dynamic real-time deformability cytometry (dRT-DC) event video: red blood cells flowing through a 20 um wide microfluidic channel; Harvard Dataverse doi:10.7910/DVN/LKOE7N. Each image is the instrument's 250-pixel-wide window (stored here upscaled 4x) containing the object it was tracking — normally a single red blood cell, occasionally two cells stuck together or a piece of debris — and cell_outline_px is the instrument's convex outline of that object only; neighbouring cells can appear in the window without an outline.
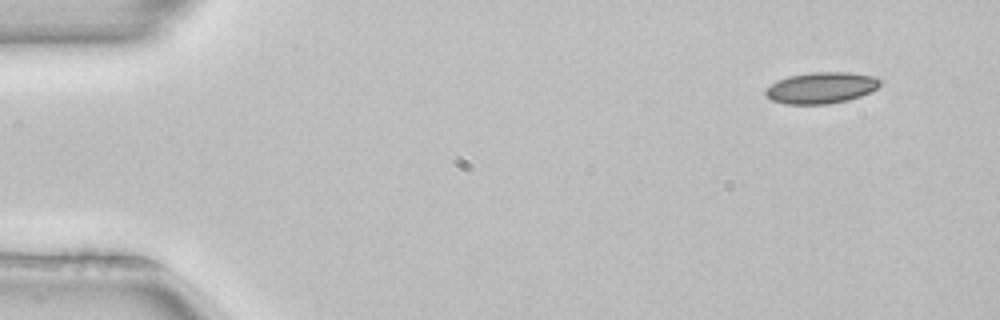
{"species": "common noctule bat (a hibernating species)", "species_latin": "Nyctalus noctula", "temperature_condition": "room temperature", "stored_images_in_passage": 4, "camera_frame_rate_fps": 3000, "um_per_image_px": 0.085, "animal": {"sex": "female", "body_mass_g": 22.7, "forearm_length_mm": 54.2}, "frame": {"image": 1, "passage_image": 1, "time_ms": 0.0, "image_size_px": [1000, 320], "cell_outline_px": [[880, 84], [872, 92], [848, 100], [828, 104], [784, 104], [772, 100], [764, 96], [764, 88], [776, 80], [788, 76], [812, 72], [848, 72], [876, 76], [880, 80]], "centroid_in_image_um": [69.76, 7.46], "position_along_channel_um": 15.2, "area_um2": 21.21}}
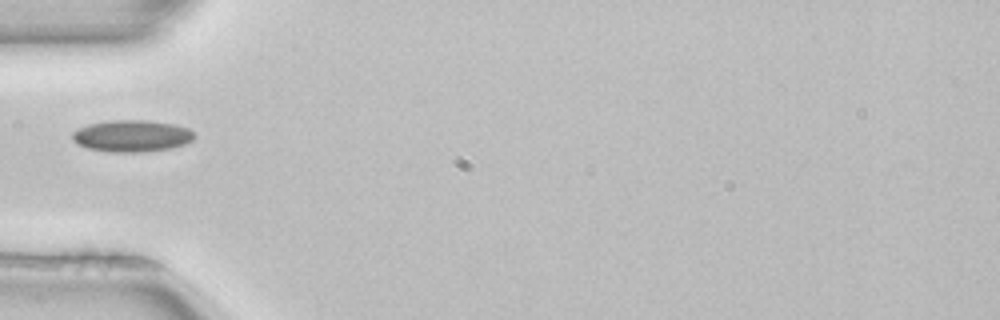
{"frame": {"image": 2, "passage_image": 4, "time_ms": 1.0, "image_size_px": [1000, 320], "cell_outline_px": [[196, 136], [192, 140], [184, 144], [172, 148], [140, 152], [112, 152], [88, 148], [76, 144], [72, 140], [72, 132], [76, 128], [88, 124], [112, 120], [144, 120], [172, 124], [188, 128]], "centroid_in_image_um": [11.16, 11.55], "position_along_channel_um": 73.8, "area_um2": 22.6}}